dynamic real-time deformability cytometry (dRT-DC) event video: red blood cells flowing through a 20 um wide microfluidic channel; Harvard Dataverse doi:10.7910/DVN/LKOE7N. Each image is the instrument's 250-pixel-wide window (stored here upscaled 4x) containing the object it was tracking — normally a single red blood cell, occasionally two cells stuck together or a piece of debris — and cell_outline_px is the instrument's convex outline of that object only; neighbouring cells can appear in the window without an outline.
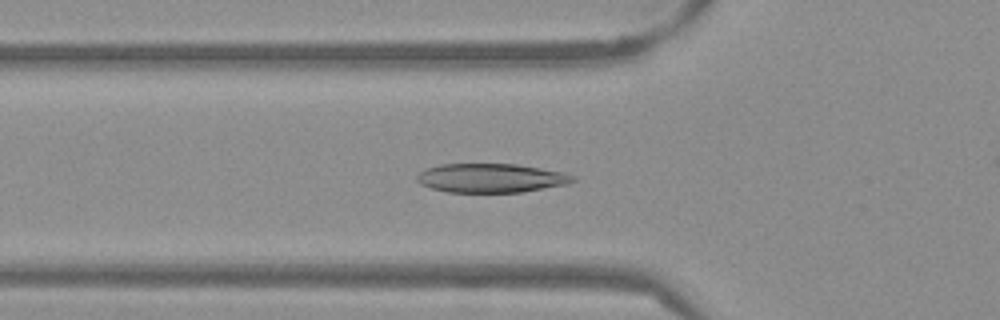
{"species": "Egyptian fruit bat (a non-hibernating species)", "species_latin": "Rousettus aegyptiacus", "temperature_condition": "warm", "stored_images_in_passage": 30, "camera_frame_rate_fps": 3000, "um_per_image_px": 0.085, "frame": {"image": 1, "passage_image": 2, "time_ms": 0.333, "image_size_px": [1000, 320], "cell_outline_px": [[576, 180], [568, 184], [520, 192], [448, 192], [432, 188], [420, 184], [416, 180], [416, 176], [424, 168], [440, 164], [516, 164], [564, 172], [576, 176]], "centroid_in_image_um": [41.73, 15.13], "position_along_channel_um": 84.1, "area_um2": 26.41}}
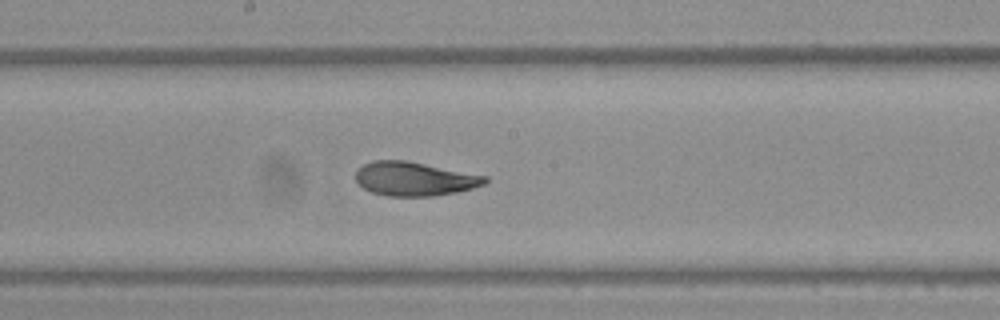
{"frame": {"image": 2, "passage_image": 12, "time_ms": 3.667, "image_size_px": [1000, 320], "cell_outline_px": [[488, 180], [484, 184], [472, 188], [456, 192], [432, 196], [388, 196], [372, 192], [364, 188], [356, 180], [356, 168], [372, 160], [408, 160], [488, 176]], "centroid_in_image_um": [35.22, 15.19], "position_along_channel_um": 213.0, "area_um2": 25.66}}
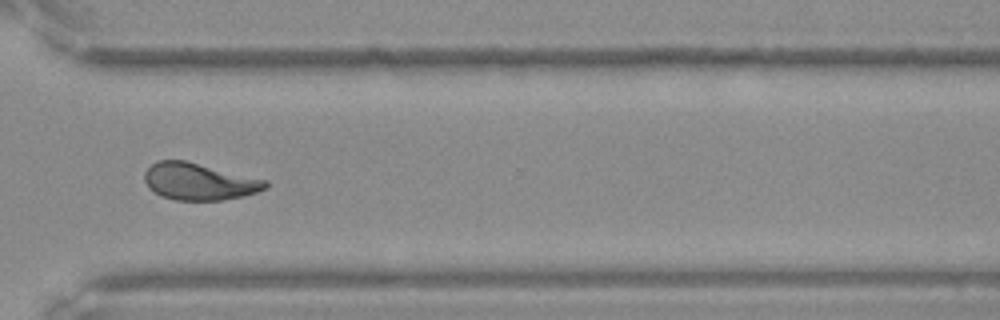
{"frame": {"image": 3, "passage_image": 23, "time_ms": 7.333, "image_size_px": [1000, 320], "cell_outline_px": [[268, 188], [244, 196], [220, 200], [176, 200], [160, 196], [148, 188], [144, 180], [144, 172], [156, 160], [184, 160], [268, 180]], "centroid_in_image_um": [16.91, 15.43], "position_along_channel_um": 353.7, "area_um2": 26.13}}